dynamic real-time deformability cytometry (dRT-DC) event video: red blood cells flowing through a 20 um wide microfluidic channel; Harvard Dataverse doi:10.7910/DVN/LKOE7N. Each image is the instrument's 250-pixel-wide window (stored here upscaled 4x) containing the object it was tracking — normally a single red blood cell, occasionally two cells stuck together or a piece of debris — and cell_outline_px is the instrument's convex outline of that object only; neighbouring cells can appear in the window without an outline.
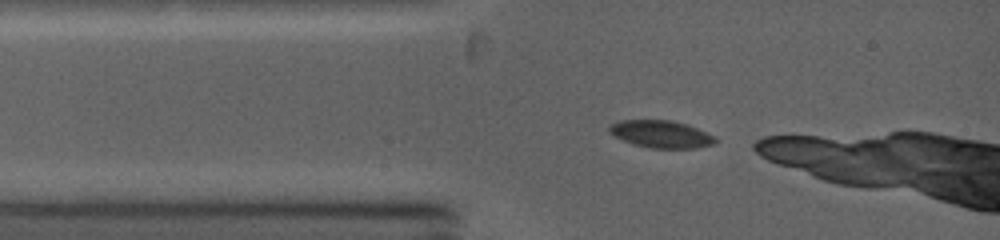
{"species": "common noctule bat (a hibernating species)", "species_latin": "Nyctalus noctula", "temperature_condition": "warm", "stored_images_in_passage": 3, "camera_frame_rate_fps": 5000, "um_per_image_px": 0.085, "animal": {"sex": "female", "body_mass_g": 19.0, "forearm_length_mm": 53.3}, "frame": {"image": 1, "passage_image": 1, "time_ms": 0.0, "image_size_px": [1000, 240], "cell_outline_px": [[716, 144], [696, 148], [652, 148], [632, 144], [608, 132], [608, 128], [612, 124], [620, 120], [672, 120], [688, 124], [716, 136]], "centroid_in_image_um": [56.24, 11.4], "position_along_channel_um": 28.8, "area_um2": 16.99}}